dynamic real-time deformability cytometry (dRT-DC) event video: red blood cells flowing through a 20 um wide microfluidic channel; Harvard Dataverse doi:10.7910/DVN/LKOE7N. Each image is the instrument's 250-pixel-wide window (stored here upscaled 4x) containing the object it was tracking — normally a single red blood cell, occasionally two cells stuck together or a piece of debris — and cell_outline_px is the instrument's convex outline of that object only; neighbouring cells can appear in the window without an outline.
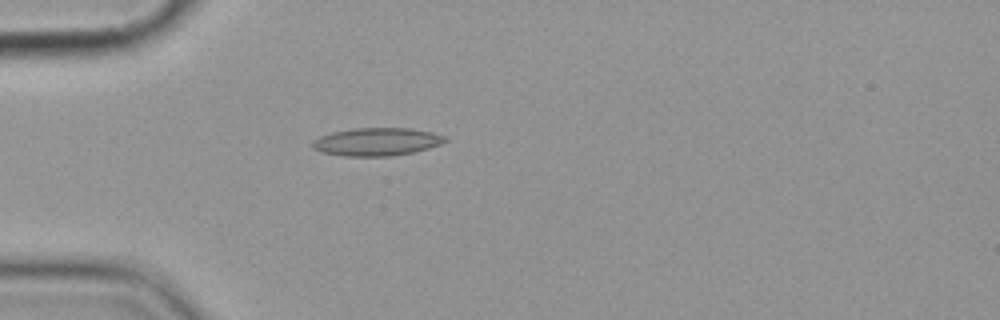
{"species": "common noctule bat (a hibernating species)", "species_latin": "Nyctalus noctula", "temperature_condition": "cold", "stored_images_in_passage": 6, "camera_frame_rate_fps": 3000, "um_per_image_px": 0.085, "animal": {"sex": "female", "body_mass_g": 19.9}, "frame": {"image": 1, "passage_image": 5, "time_ms": 4.667, "image_size_px": [1000, 320], "cell_outline_px": [[448, 140], [440, 144], [428, 148], [412, 152], [392, 156], [344, 156], [320, 152], [312, 148], [312, 140], [320, 136], [332, 132], [352, 128], [408, 128], [432, 132], [448, 136]], "centroid_in_image_um": [32.01, 12.05], "position_along_channel_um": 53.0, "area_um2": 21.73}}